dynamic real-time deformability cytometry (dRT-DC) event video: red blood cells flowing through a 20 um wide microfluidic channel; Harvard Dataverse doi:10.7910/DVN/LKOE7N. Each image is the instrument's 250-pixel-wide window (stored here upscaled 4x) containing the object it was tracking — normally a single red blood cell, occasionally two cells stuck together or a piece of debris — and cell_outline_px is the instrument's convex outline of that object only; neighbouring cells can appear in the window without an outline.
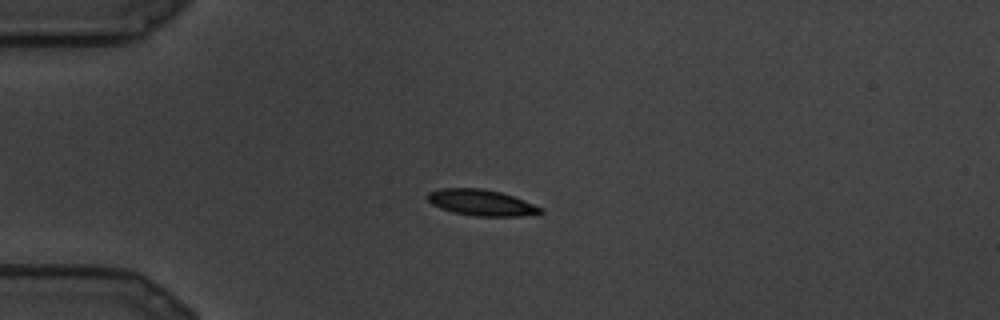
{"species": "common noctule bat (a hibernating species)", "species_latin": "Nyctalus noctula", "temperature_condition": "cold", "stored_images_in_passage": 17, "camera_frame_rate_fps": 3000, "um_per_image_px": 0.085, "animal": {"sex": "male", "body_mass_g": 19.5, "forearm_length_mm": 54.6}, "frame": {"image": 1, "passage_image": 7, "time_ms": 2.0, "image_size_px": [1000, 320], "cell_outline_px": [[544, 212], [524, 216], [476, 216], [452, 212], [440, 208], [432, 204], [428, 200], [428, 192], [440, 188], [480, 188], [500, 192], [524, 200], [544, 208]], "centroid_in_image_um": [40.93, 17.22], "position_along_channel_um": 44.1, "area_um2": 17.17}}
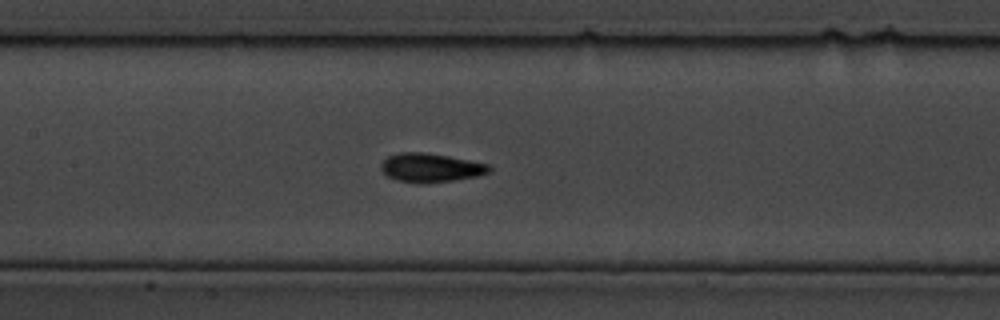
{"frame": {"image": 2, "passage_image": 13, "time_ms": 4.0, "image_size_px": [1000, 320], "cell_outline_px": [[492, 172], [476, 176], [456, 180], [420, 184], [396, 180], [388, 176], [380, 168], [380, 164], [388, 156], [400, 152], [424, 152], [448, 156], [488, 164], [492, 168]], "centroid_in_image_um": [36.61, 14.26], "position_along_channel_um": 170.8, "area_um2": 18.26}}
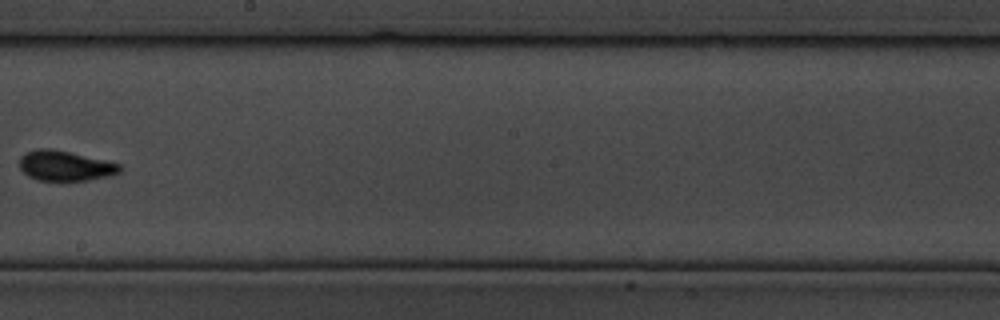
{"frame": {"image": 3, "passage_image": 16, "time_ms": 5.0, "image_size_px": [1000, 320], "cell_outline_px": [[120, 172], [108, 176], [88, 180], [36, 180], [28, 176], [20, 168], [20, 156], [36, 148], [52, 148], [104, 160], [120, 164]], "centroid_in_image_um": [5.5, 14.08], "position_along_channel_um": 242.7, "area_um2": 17.4}}